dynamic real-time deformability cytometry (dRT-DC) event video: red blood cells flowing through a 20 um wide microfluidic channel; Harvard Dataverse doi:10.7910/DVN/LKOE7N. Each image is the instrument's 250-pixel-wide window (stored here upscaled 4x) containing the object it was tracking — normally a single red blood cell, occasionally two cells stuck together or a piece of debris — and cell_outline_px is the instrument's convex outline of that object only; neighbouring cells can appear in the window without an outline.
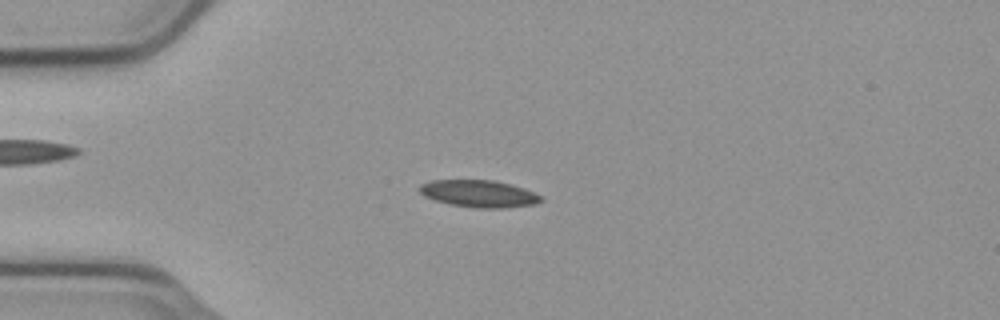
{"species": "common noctule bat (a hibernating species)", "species_latin": "Nyctalus noctula", "temperature_condition": "cold", "stored_images_in_passage": 55, "camera_frame_rate_fps": 3000, "um_per_image_px": 0.085, "animal": {"sex": "male", "body_mass_g": 23.1, "forearm_length_mm": 52.7}, "frame": {"image": 1, "passage_image": 14, "time_ms": 4.333, "image_size_px": [1000, 320], "cell_outline_px": [[544, 200], [536, 204], [504, 208], [472, 208], [448, 204], [424, 196], [416, 188], [420, 184], [432, 180], [496, 180], [512, 184], [524, 188], [544, 196]], "centroid_in_image_um": [40.73, 16.46], "position_along_channel_um": 44.3, "area_um2": 19.59}}
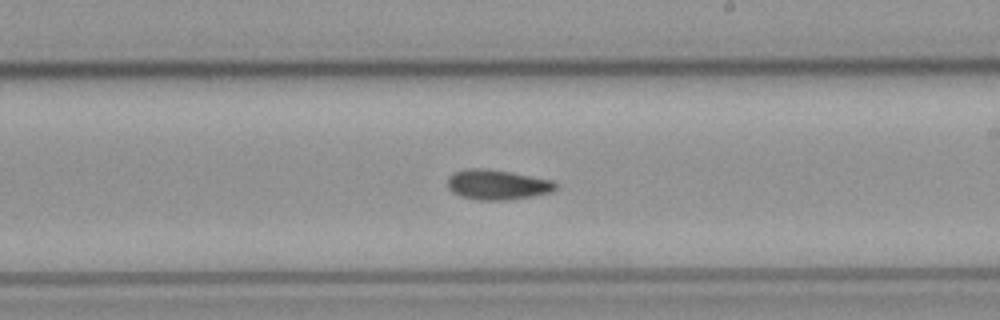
{"frame": {"image": 2, "passage_image": 32, "time_ms": 10.333, "image_size_px": [1000, 320], "cell_outline_px": [[556, 188], [552, 192], [532, 196], [504, 200], [476, 200], [460, 196], [452, 192], [448, 188], [448, 176], [452, 172], [468, 168], [484, 168], [508, 172], [552, 180], [556, 184]], "centroid_in_image_um": [42.21, 15.7], "position_along_channel_um": 246.8, "area_um2": 18.84}}
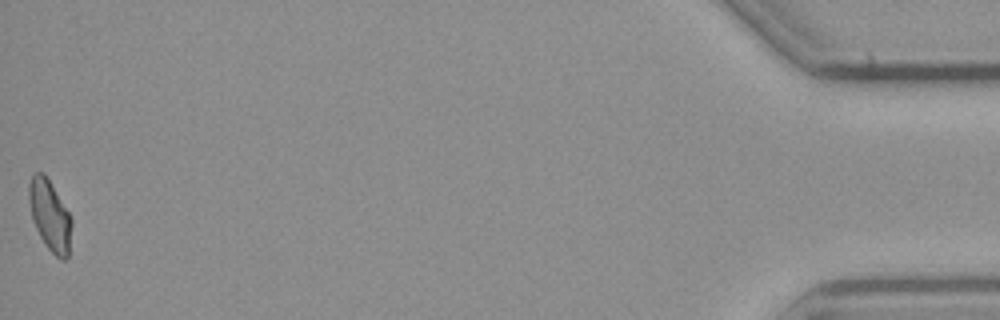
{"frame": {"image": 3, "passage_image": 55, "time_ms": 18.0, "image_size_px": [1000, 320], "cell_outline_px": [[72, 224], [68, 256], [64, 260], [60, 260], [44, 244], [32, 220], [28, 200], [28, 184], [32, 176], [36, 172], [44, 172], [68, 212], [72, 220]], "centroid_in_image_um": [4.22, 18.32], "position_along_channel_um": 431.0, "area_um2": 17.51}, "authors_computed_cell_mechanics": {"area_um2": 18.4382, "velocity_mm_per_s": 3.7293, "shape_relaxation_time_tau1_ms": 7.415, "shape_relaxation_time_tau2_ms": 3.8951, "deformation_change_tau1": 0.1469, "deformation_change_tau2": 0.0868}}